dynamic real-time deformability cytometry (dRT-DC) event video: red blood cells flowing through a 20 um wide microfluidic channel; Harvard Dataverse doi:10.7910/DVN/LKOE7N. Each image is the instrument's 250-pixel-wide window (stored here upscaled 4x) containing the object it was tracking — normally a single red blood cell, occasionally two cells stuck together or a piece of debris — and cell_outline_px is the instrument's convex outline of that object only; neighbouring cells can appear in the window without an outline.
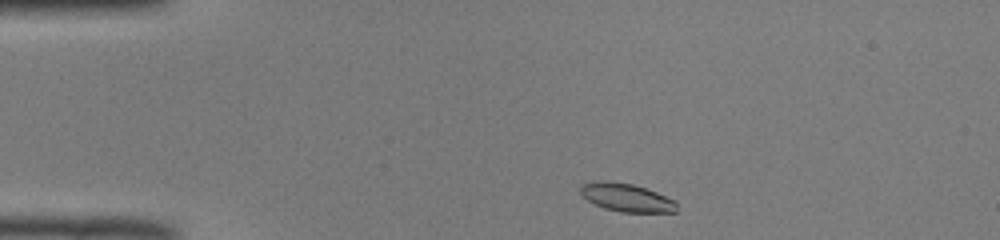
{"species": "common noctule bat (a hibernating species)", "species_latin": "Nyctalus noctula", "temperature_condition": "room temperature", "stored_images_in_passage": 42, "camera_frame_rate_fps": 3000, "um_per_image_px": 0.085, "animal": {"sex": "male", "body_mass_g": 19.0, "forearm_length_mm": 50.8}, "frame": {"image": 1, "passage_image": 1, "time_ms": 0.0, "image_size_px": [1000, 240], "cell_outline_px": [[676, 212], [620, 212], [604, 208], [580, 196], [580, 184], [596, 180], [608, 180], [632, 184], [656, 192], [676, 200]], "centroid_in_image_um": [53.21, 16.77], "position_along_channel_um": 31.8, "area_um2": 15.95}}
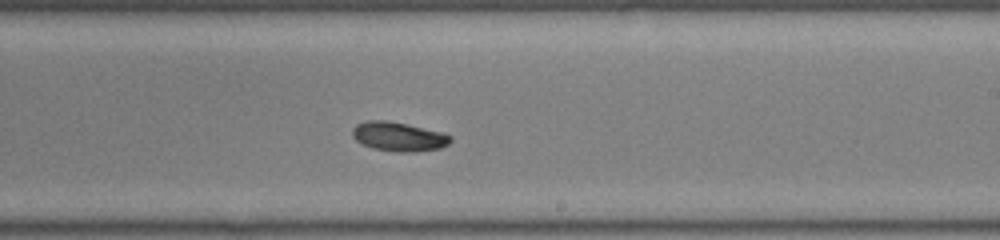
{"frame": {"image": 2, "passage_image": 22, "time_ms": 7.0, "image_size_px": [1000, 240], "cell_outline_px": [[452, 140], [448, 144], [440, 148], [416, 152], [396, 152], [372, 148], [356, 140], [352, 136], [352, 128], [356, 124], [368, 120], [384, 120], [408, 124], [444, 132], [452, 136]], "centroid_in_image_um": [33.9, 11.61], "position_along_channel_um": 255.1, "area_um2": 16.88}}
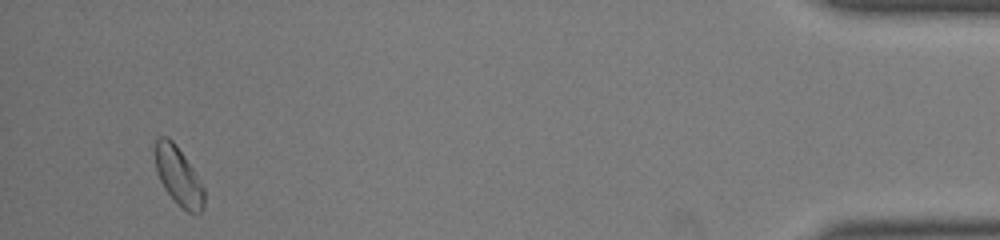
{"frame": {"image": 3, "passage_image": 40, "time_ms": 13.0, "image_size_px": [1000, 240], "cell_outline_px": [[204, 208], [200, 212], [188, 212], [164, 188], [156, 172], [156, 136], [168, 136], [176, 144], [200, 180], [204, 188]], "centroid_in_image_um": [15.17, 14.93], "position_along_channel_um": 420.0, "area_um2": 16.24}, "authors_computed_cell_mechanics": {"area_um2": 16.184, "velocity_mm_per_s": 3.9596, "shape_relaxation_time_tau1_ms": 9.3504, "shape_relaxation_time_tau2_ms": null, "deformation_change_tau1": 0.1784, "deformation_change_tau2": null}}